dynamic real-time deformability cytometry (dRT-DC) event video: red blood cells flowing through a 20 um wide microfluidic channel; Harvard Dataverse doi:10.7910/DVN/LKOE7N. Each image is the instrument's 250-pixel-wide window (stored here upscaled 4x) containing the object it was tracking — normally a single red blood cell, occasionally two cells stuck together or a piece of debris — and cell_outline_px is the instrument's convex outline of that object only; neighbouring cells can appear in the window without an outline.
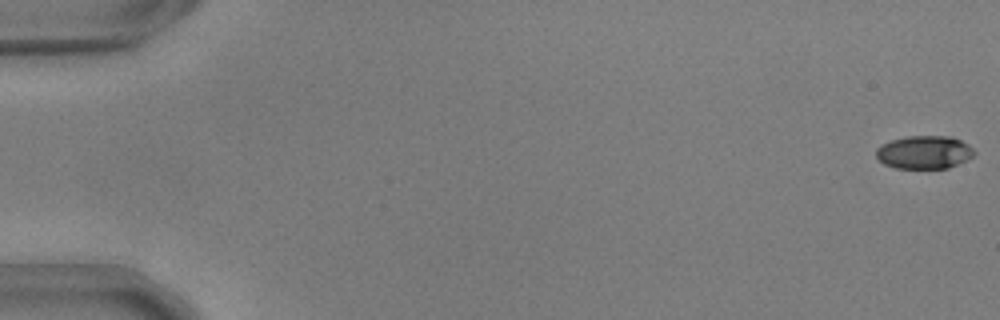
{"species": "common noctule bat (a hibernating species)", "species_latin": "Nyctalus noctula", "temperature_condition": "warm", "stored_images_in_passage": 56, "camera_frame_rate_fps": 3000, "um_per_image_px": 0.085, "animal": {"sex": "male", "body_mass_g": 17.9, "forearm_length_mm": 54.2}, "frame": {"image": 1, "passage_image": 1, "time_ms": 0.0, "image_size_px": [1000, 320], "cell_outline_px": [[976, 152], [968, 160], [948, 168], [896, 168], [884, 164], [876, 156], [876, 148], [880, 144], [892, 140], [908, 136], [952, 136], [968, 144]], "centroid_in_image_um": [78.57, 12.94], "position_along_channel_um": 6.4, "area_um2": 19.02}}
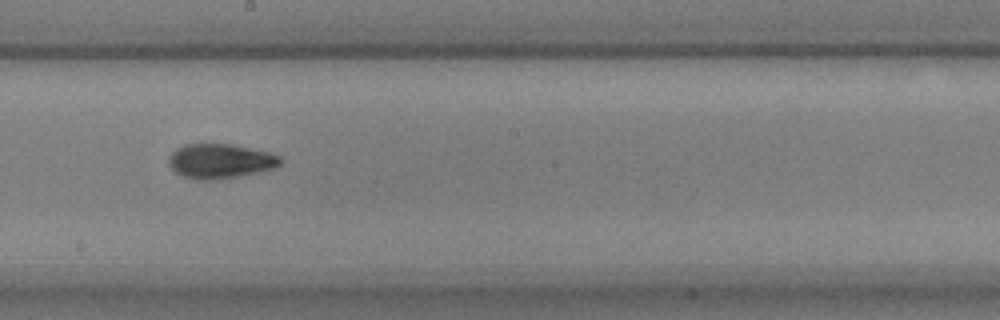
{"frame": {"image": 2, "passage_image": 32, "time_ms": 10.333, "image_size_px": [1000, 320], "cell_outline_px": [[280, 164], [276, 168], [240, 176], [216, 180], [196, 180], [184, 176], [176, 172], [168, 164], [168, 156], [176, 148], [184, 144], [232, 144], [268, 152], [280, 156]], "centroid_in_image_um": [18.7, 13.7], "position_along_channel_um": 229.5, "area_um2": 22.6}}
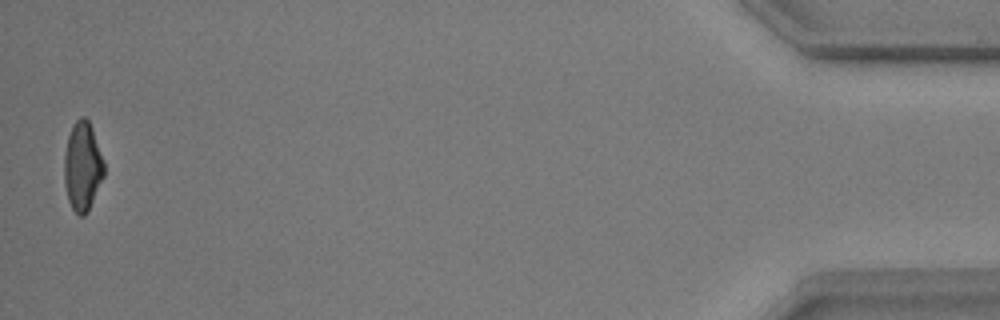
{"frame": {"image": 3, "passage_image": 55, "time_ms": 18.0, "image_size_px": [1000, 320], "cell_outline_px": [[104, 176], [88, 212], [84, 216], [80, 216], [72, 208], [68, 200], [64, 184], [64, 156], [68, 136], [72, 124], [80, 116], [84, 116], [88, 120], [92, 128], [104, 160]], "centroid_in_image_um": [7.01, 14.14], "position_along_channel_um": 428.2, "area_um2": 20.81}, "authors_computed_cell_mechanics": {"area_um2": 20.9525, "velocity_mm_per_s": 3.7029, "shape_relaxation_time_tau1_ms": 4.8355, "shape_relaxation_time_tau2_ms": 2.2657, "deformation_change_tau1": 0.179, "deformation_change_tau2": 0.0811}}